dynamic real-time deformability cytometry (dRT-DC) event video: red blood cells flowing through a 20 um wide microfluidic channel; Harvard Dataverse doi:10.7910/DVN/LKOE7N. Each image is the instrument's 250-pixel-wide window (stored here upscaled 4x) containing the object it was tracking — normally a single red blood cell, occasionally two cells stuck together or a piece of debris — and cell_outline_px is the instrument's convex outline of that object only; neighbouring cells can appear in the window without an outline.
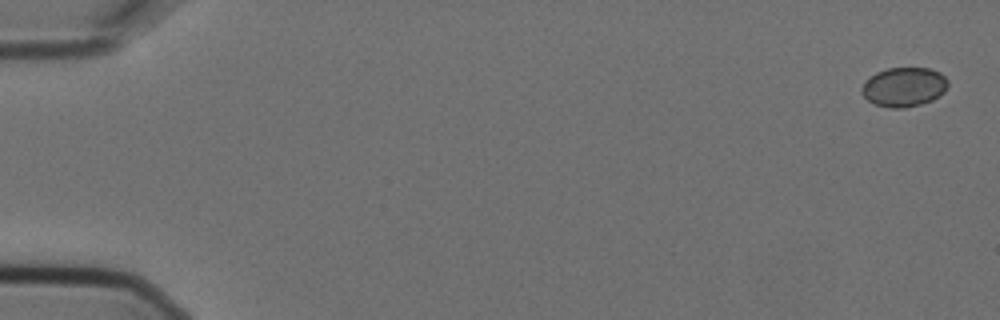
{"species": "Egyptian fruit bat (a non-hibernating species)", "species_latin": "Rousettus aegyptiacus", "temperature_condition": "cold", "stored_images_in_passage": 10, "camera_frame_rate_fps": 3000, "um_per_image_px": 0.085, "animal": {"sex": "female"}, "frame": {"image": 1, "passage_image": 1, "time_ms": 0.0, "image_size_px": [1000, 320], "cell_outline_px": [[948, 84], [944, 92], [940, 96], [932, 100], [920, 104], [904, 108], [888, 108], [876, 104], [868, 100], [860, 92], [860, 88], [864, 80], [876, 72], [888, 68], [928, 68], [940, 72], [948, 80]], "centroid_in_image_um": [76.82, 7.39], "position_along_channel_um": 8.2, "area_um2": 19.94}}
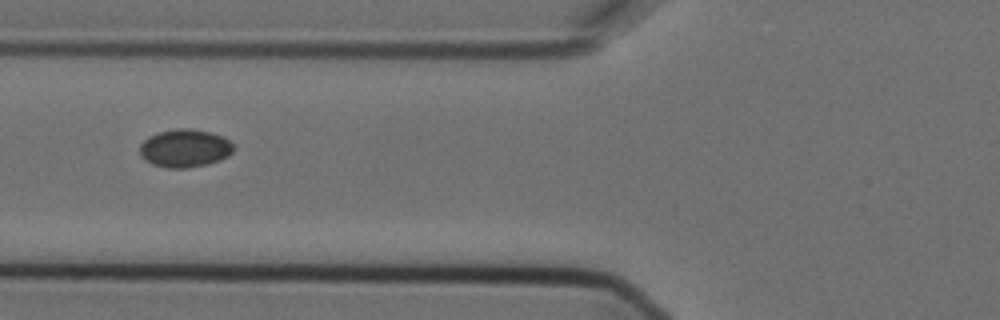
{"frame": {"image": 2, "passage_image": 6, "time_ms": 1.667, "image_size_px": [1000, 320], "cell_outline_px": [[232, 152], [228, 156], [204, 164], [184, 168], [168, 168], [152, 164], [144, 160], [140, 156], [140, 144], [148, 136], [156, 132], [176, 128], [188, 128], [208, 132], [224, 136], [232, 144]], "centroid_in_image_um": [15.65, 12.58], "position_along_channel_um": 110.2, "area_um2": 20.63}}
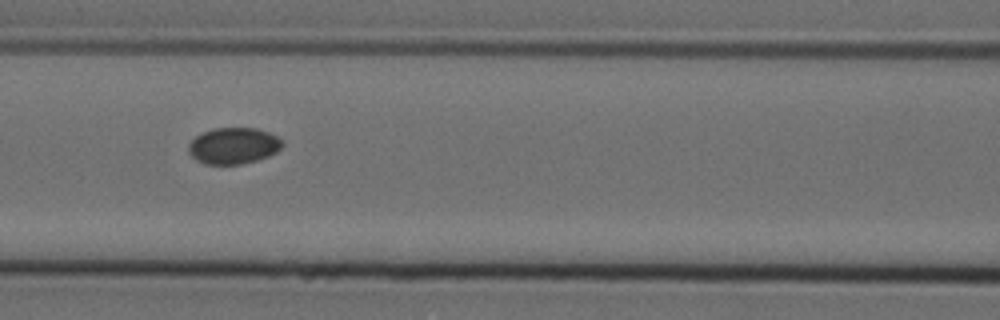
{"frame": {"image": 3, "passage_image": 7, "time_ms": 2.0, "image_size_px": [1000, 320], "cell_outline_px": [[284, 144], [276, 152], [268, 156], [256, 160], [240, 164], [204, 164], [196, 160], [188, 152], [188, 144], [196, 136], [212, 128], [256, 128], [268, 132], [284, 140]], "centroid_in_image_um": [19.84, 12.39], "position_along_channel_um": 146.8, "area_um2": 19.88}}